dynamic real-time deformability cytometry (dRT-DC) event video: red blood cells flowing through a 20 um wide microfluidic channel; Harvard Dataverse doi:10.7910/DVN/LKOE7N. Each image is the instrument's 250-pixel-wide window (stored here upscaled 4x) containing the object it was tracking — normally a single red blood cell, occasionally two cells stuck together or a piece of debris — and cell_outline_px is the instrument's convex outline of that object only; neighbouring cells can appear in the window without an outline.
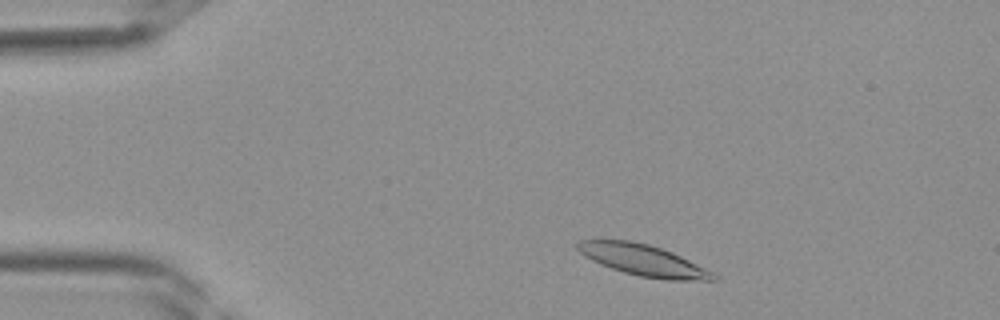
{"species": "Egyptian fruit bat (a non-hibernating species)", "species_latin": "Rousettus aegyptiacus", "temperature_condition": "room temperature", "stored_images_in_passage": 36, "segment_of_instrument_passage": [1, 2], "camera_frame_rate_fps": 3000, "um_per_image_px": 0.085, "frame": {"image": 1, "passage_image": 2, "time_ms": 0.333, "image_size_px": [1000, 320], "cell_outline_px": [[720, 276], [716, 280], [668, 280], [640, 276], [624, 272], [600, 264], [584, 256], [576, 248], [576, 244], [580, 240], [632, 240], [648, 244], [672, 252]], "centroid_in_image_um": [54.66, 22.11], "position_along_channel_um": 30.3, "area_um2": 24.45}}
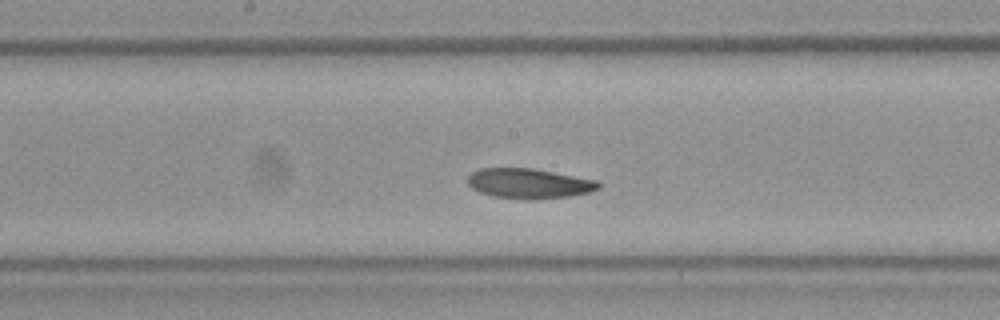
{"frame": {"image": 2, "passage_image": 16, "time_ms": 5.0, "image_size_px": [1000, 320], "cell_outline_px": [[600, 188], [588, 192], [568, 196], [532, 200], [528, 200], [492, 196], [480, 192], [472, 188], [468, 184], [468, 176], [472, 172], [480, 168], [532, 168], [600, 180]], "centroid_in_image_um": [44.98, 15.59], "position_along_channel_um": 203.2, "area_um2": 23.0}}
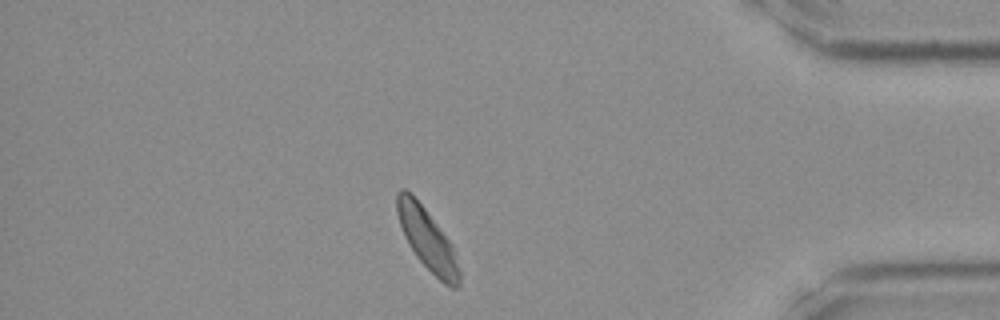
{"frame": {"image": 3, "passage_image": 30, "time_ms": 9.667, "image_size_px": [1000, 320], "cell_outline_px": [[460, 288], [452, 288], [444, 284], [416, 256], [408, 244], [404, 236], [396, 212], [396, 192], [400, 188], [404, 188], [424, 208], [452, 244], [460, 272]], "centroid_in_image_um": [36.32, 20.36], "position_along_channel_um": 398.9, "area_um2": 21.96}}